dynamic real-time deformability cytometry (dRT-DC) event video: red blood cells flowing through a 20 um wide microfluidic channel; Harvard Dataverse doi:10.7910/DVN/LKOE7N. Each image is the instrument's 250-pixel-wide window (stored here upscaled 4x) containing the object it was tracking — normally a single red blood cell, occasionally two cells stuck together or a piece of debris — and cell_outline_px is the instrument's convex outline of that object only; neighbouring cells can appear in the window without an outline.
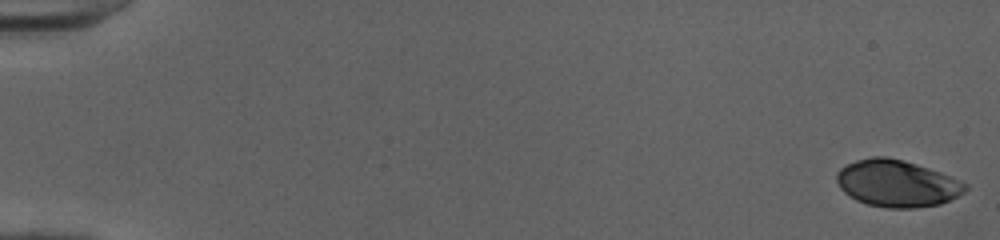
{"species": "human", "species_latin": "Homo sapiens", "temperature_condition": "cold", "stored_images_in_passage": 53, "camera_frame_rate_fps": 3000, "um_per_image_px": 0.085, "donor": {"sex": "female"}, "frame": {"image": 1, "passage_image": 1, "time_ms": 0.0, "image_size_px": [1000, 240], "cell_outline_px": [[968, 188], [964, 192], [940, 204], [916, 208], [888, 208], [868, 204], [856, 200], [844, 192], [840, 188], [836, 180], [836, 172], [840, 168], [856, 160], [872, 156], [888, 156], [904, 160], [940, 172], [968, 184]], "centroid_in_image_um": [76.22, 15.58], "position_along_channel_um": 8.8, "area_um2": 35.08}}
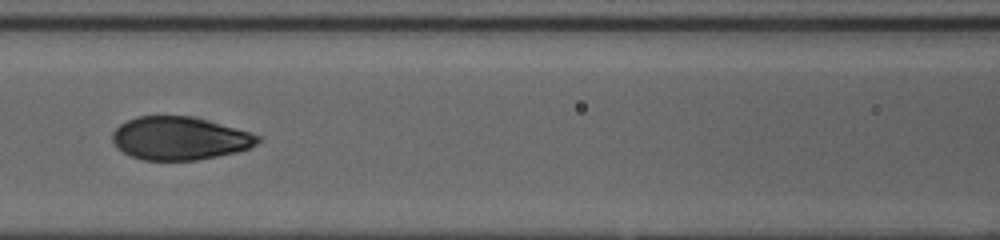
{"frame": {"image": 2, "passage_image": 25, "time_ms": 8.0, "image_size_px": [1000, 240], "cell_outline_px": [[264, 136], [256, 144], [248, 148], [236, 152], [200, 160], [140, 160], [116, 148], [112, 140], [112, 132], [120, 124], [136, 116], [192, 116], [236, 128]], "centroid_in_image_um": [15.27, 11.76], "position_along_channel_um": 151.3, "area_um2": 36.65}}
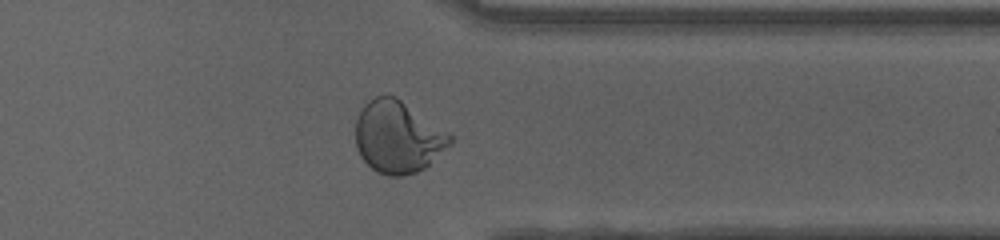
{"frame": {"image": 3, "passage_image": 42, "time_ms": 13.667, "image_size_px": [1000, 240], "cell_outline_px": [[452, 144], [424, 168], [416, 172], [400, 176], [388, 176], [376, 172], [360, 156], [356, 148], [356, 120], [364, 104], [376, 96], [396, 96], [452, 136]], "centroid_in_image_um": [33.8, 11.66], "position_along_channel_um": 377.6, "area_um2": 39.25}}